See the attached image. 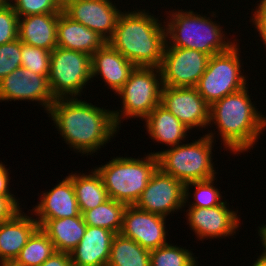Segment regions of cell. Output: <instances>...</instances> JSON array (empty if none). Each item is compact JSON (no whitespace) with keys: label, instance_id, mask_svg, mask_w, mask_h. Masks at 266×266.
<instances>
[{"label":"cell","instance_id":"26","mask_svg":"<svg viewBox=\"0 0 266 266\" xmlns=\"http://www.w3.org/2000/svg\"><path fill=\"white\" fill-rule=\"evenodd\" d=\"M107 266H150V250L120 233L115 234Z\"/></svg>","mask_w":266,"mask_h":266},{"label":"cell","instance_id":"19","mask_svg":"<svg viewBox=\"0 0 266 266\" xmlns=\"http://www.w3.org/2000/svg\"><path fill=\"white\" fill-rule=\"evenodd\" d=\"M115 233L87 226L79 244L71 251L72 266H107Z\"/></svg>","mask_w":266,"mask_h":266},{"label":"cell","instance_id":"5","mask_svg":"<svg viewBox=\"0 0 266 266\" xmlns=\"http://www.w3.org/2000/svg\"><path fill=\"white\" fill-rule=\"evenodd\" d=\"M157 168L158 157L150 153L141 159L114 157L95 170L101 176L108 198L135 205Z\"/></svg>","mask_w":266,"mask_h":266},{"label":"cell","instance_id":"7","mask_svg":"<svg viewBox=\"0 0 266 266\" xmlns=\"http://www.w3.org/2000/svg\"><path fill=\"white\" fill-rule=\"evenodd\" d=\"M162 87L160 68L135 66L127 82L117 92L123 103L121 110H112L118 129L121 126L120 119L136 117L144 120L161 104Z\"/></svg>","mask_w":266,"mask_h":266},{"label":"cell","instance_id":"34","mask_svg":"<svg viewBox=\"0 0 266 266\" xmlns=\"http://www.w3.org/2000/svg\"><path fill=\"white\" fill-rule=\"evenodd\" d=\"M18 19L10 3L0 7V45L18 39Z\"/></svg>","mask_w":266,"mask_h":266},{"label":"cell","instance_id":"2","mask_svg":"<svg viewBox=\"0 0 266 266\" xmlns=\"http://www.w3.org/2000/svg\"><path fill=\"white\" fill-rule=\"evenodd\" d=\"M248 92L246 86L216 101L209 110V126L217 125L223 145L234 154L251 150L266 129V116L259 113Z\"/></svg>","mask_w":266,"mask_h":266},{"label":"cell","instance_id":"31","mask_svg":"<svg viewBox=\"0 0 266 266\" xmlns=\"http://www.w3.org/2000/svg\"><path fill=\"white\" fill-rule=\"evenodd\" d=\"M50 54L51 52L46 49L21 42V67L29 69L35 74L48 77L50 71Z\"/></svg>","mask_w":266,"mask_h":266},{"label":"cell","instance_id":"30","mask_svg":"<svg viewBox=\"0 0 266 266\" xmlns=\"http://www.w3.org/2000/svg\"><path fill=\"white\" fill-rule=\"evenodd\" d=\"M217 178H211L203 181H192L184 184V206H186V202H188L189 190L191 187L196 188L194 191V201L192 205H189V208H209L221 205L224 201H222V195L220 191L213 185L214 180ZM189 189V190H188Z\"/></svg>","mask_w":266,"mask_h":266},{"label":"cell","instance_id":"8","mask_svg":"<svg viewBox=\"0 0 266 266\" xmlns=\"http://www.w3.org/2000/svg\"><path fill=\"white\" fill-rule=\"evenodd\" d=\"M236 44L209 58L206 71L195 86L209 106L248 86L241 72L240 48Z\"/></svg>","mask_w":266,"mask_h":266},{"label":"cell","instance_id":"10","mask_svg":"<svg viewBox=\"0 0 266 266\" xmlns=\"http://www.w3.org/2000/svg\"><path fill=\"white\" fill-rule=\"evenodd\" d=\"M210 56L195 49L164 47L160 71L163 86L195 87Z\"/></svg>","mask_w":266,"mask_h":266},{"label":"cell","instance_id":"12","mask_svg":"<svg viewBox=\"0 0 266 266\" xmlns=\"http://www.w3.org/2000/svg\"><path fill=\"white\" fill-rule=\"evenodd\" d=\"M62 11L106 41L113 36L122 13L112 0H63Z\"/></svg>","mask_w":266,"mask_h":266},{"label":"cell","instance_id":"14","mask_svg":"<svg viewBox=\"0 0 266 266\" xmlns=\"http://www.w3.org/2000/svg\"><path fill=\"white\" fill-rule=\"evenodd\" d=\"M161 105L190 130L209 125L210 106L195 87L163 86Z\"/></svg>","mask_w":266,"mask_h":266},{"label":"cell","instance_id":"35","mask_svg":"<svg viewBox=\"0 0 266 266\" xmlns=\"http://www.w3.org/2000/svg\"><path fill=\"white\" fill-rule=\"evenodd\" d=\"M19 201L14 195H0V224L11 220L21 211Z\"/></svg>","mask_w":266,"mask_h":266},{"label":"cell","instance_id":"33","mask_svg":"<svg viewBox=\"0 0 266 266\" xmlns=\"http://www.w3.org/2000/svg\"><path fill=\"white\" fill-rule=\"evenodd\" d=\"M21 67V41L16 39L0 45V81Z\"/></svg>","mask_w":266,"mask_h":266},{"label":"cell","instance_id":"38","mask_svg":"<svg viewBox=\"0 0 266 266\" xmlns=\"http://www.w3.org/2000/svg\"><path fill=\"white\" fill-rule=\"evenodd\" d=\"M9 169L0 162V195H13L9 190Z\"/></svg>","mask_w":266,"mask_h":266},{"label":"cell","instance_id":"27","mask_svg":"<svg viewBox=\"0 0 266 266\" xmlns=\"http://www.w3.org/2000/svg\"><path fill=\"white\" fill-rule=\"evenodd\" d=\"M127 205L108 198L96 208L85 211L82 216L87 226L111 230L115 234L122 228L123 214Z\"/></svg>","mask_w":266,"mask_h":266},{"label":"cell","instance_id":"36","mask_svg":"<svg viewBox=\"0 0 266 266\" xmlns=\"http://www.w3.org/2000/svg\"><path fill=\"white\" fill-rule=\"evenodd\" d=\"M255 9L251 22L258 30L257 32H259V36L266 48V0H261Z\"/></svg>","mask_w":266,"mask_h":266},{"label":"cell","instance_id":"42","mask_svg":"<svg viewBox=\"0 0 266 266\" xmlns=\"http://www.w3.org/2000/svg\"><path fill=\"white\" fill-rule=\"evenodd\" d=\"M10 3V0H0V7L5 6Z\"/></svg>","mask_w":266,"mask_h":266},{"label":"cell","instance_id":"17","mask_svg":"<svg viewBox=\"0 0 266 266\" xmlns=\"http://www.w3.org/2000/svg\"><path fill=\"white\" fill-rule=\"evenodd\" d=\"M40 199L38 205L32 210L36 216L35 220L78 217L81 214L72 179L69 176H66L49 192L45 191L41 194Z\"/></svg>","mask_w":266,"mask_h":266},{"label":"cell","instance_id":"6","mask_svg":"<svg viewBox=\"0 0 266 266\" xmlns=\"http://www.w3.org/2000/svg\"><path fill=\"white\" fill-rule=\"evenodd\" d=\"M215 133L208 132L197 141L179 144L168 150L151 152L158 157V167L183 184L216 177L212 163ZM214 138V139H213Z\"/></svg>","mask_w":266,"mask_h":266},{"label":"cell","instance_id":"16","mask_svg":"<svg viewBox=\"0 0 266 266\" xmlns=\"http://www.w3.org/2000/svg\"><path fill=\"white\" fill-rule=\"evenodd\" d=\"M227 202L209 208H188L187 218L190 228L199 240L204 238H224L233 236L240 225L236 211L229 209ZM239 218V219H238Z\"/></svg>","mask_w":266,"mask_h":266},{"label":"cell","instance_id":"22","mask_svg":"<svg viewBox=\"0 0 266 266\" xmlns=\"http://www.w3.org/2000/svg\"><path fill=\"white\" fill-rule=\"evenodd\" d=\"M39 227L38 222L22 210L11 220L0 224V261L15 260L29 237Z\"/></svg>","mask_w":266,"mask_h":266},{"label":"cell","instance_id":"21","mask_svg":"<svg viewBox=\"0 0 266 266\" xmlns=\"http://www.w3.org/2000/svg\"><path fill=\"white\" fill-rule=\"evenodd\" d=\"M107 41L97 32L72 20L63 11L57 21V47L81 51L90 56Z\"/></svg>","mask_w":266,"mask_h":266},{"label":"cell","instance_id":"24","mask_svg":"<svg viewBox=\"0 0 266 266\" xmlns=\"http://www.w3.org/2000/svg\"><path fill=\"white\" fill-rule=\"evenodd\" d=\"M58 252L71 253L84 236L87 225L83 216L36 220Z\"/></svg>","mask_w":266,"mask_h":266},{"label":"cell","instance_id":"40","mask_svg":"<svg viewBox=\"0 0 266 266\" xmlns=\"http://www.w3.org/2000/svg\"><path fill=\"white\" fill-rule=\"evenodd\" d=\"M252 266H266V256L263 254L258 256L257 260L252 264Z\"/></svg>","mask_w":266,"mask_h":266},{"label":"cell","instance_id":"37","mask_svg":"<svg viewBox=\"0 0 266 266\" xmlns=\"http://www.w3.org/2000/svg\"><path fill=\"white\" fill-rule=\"evenodd\" d=\"M40 266H72L70 254L55 251Z\"/></svg>","mask_w":266,"mask_h":266},{"label":"cell","instance_id":"9","mask_svg":"<svg viewBox=\"0 0 266 266\" xmlns=\"http://www.w3.org/2000/svg\"><path fill=\"white\" fill-rule=\"evenodd\" d=\"M91 78L89 54L61 47L51 51L48 81L55 99L80 97Z\"/></svg>","mask_w":266,"mask_h":266},{"label":"cell","instance_id":"29","mask_svg":"<svg viewBox=\"0 0 266 266\" xmlns=\"http://www.w3.org/2000/svg\"><path fill=\"white\" fill-rule=\"evenodd\" d=\"M196 258L188 249L170 243L150 250V266H196Z\"/></svg>","mask_w":266,"mask_h":266},{"label":"cell","instance_id":"4","mask_svg":"<svg viewBox=\"0 0 266 266\" xmlns=\"http://www.w3.org/2000/svg\"><path fill=\"white\" fill-rule=\"evenodd\" d=\"M169 13L170 16L167 18L170 19L163 22L166 26L164 47L195 49L211 57L227 51L235 44V42L228 41V37L225 41L226 37L220 24L213 22L212 18L206 15L196 14L192 10H185V12L175 10Z\"/></svg>","mask_w":266,"mask_h":266},{"label":"cell","instance_id":"13","mask_svg":"<svg viewBox=\"0 0 266 266\" xmlns=\"http://www.w3.org/2000/svg\"><path fill=\"white\" fill-rule=\"evenodd\" d=\"M36 101L49 111L56 100L51 93L48 77L18 68L0 81V101Z\"/></svg>","mask_w":266,"mask_h":266},{"label":"cell","instance_id":"3","mask_svg":"<svg viewBox=\"0 0 266 266\" xmlns=\"http://www.w3.org/2000/svg\"><path fill=\"white\" fill-rule=\"evenodd\" d=\"M129 12L121 13L107 42L135 66L160 68L166 43L165 24L145 9Z\"/></svg>","mask_w":266,"mask_h":266},{"label":"cell","instance_id":"28","mask_svg":"<svg viewBox=\"0 0 266 266\" xmlns=\"http://www.w3.org/2000/svg\"><path fill=\"white\" fill-rule=\"evenodd\" d=\"M55 251L50 238L38 227L15 260L24 266H40Z\"/></svg>","mask_w":266,"mask_h":266},{"label":"cell","instance_id":"11","mask_svg":"<svg viewBox=\"0 0 266 266\" xmlns=\"http://www.w3.org/2000/svg\"><path fill=\"white\" fill-rule=\"evenodd\" d=\"M135 206L167 217L184 207V184L158 167Z\"/></svg>","mask_w":266,"mask_h":266},{"label":"cell","instance_id":"23","mask_svg":"<svg viewBox=\"0 0 266 266\" xmlns=\"http://www.w3.org/2000/svg\"><path fill=\"white\" fill-rule=\"evenodd\" d=\"M144 121L151 139L170 147L184 141L190 130L161 104L157 105Z\"/></svg>","mask_w":266,"mask_h":266},{"label":"cell","instance_id":"41","mask_svg":"<svg viewBox=\"0 0 266 266\" xmlns=\"http://www.w3.org/2000/svg\"><path fill=\"white\" fill-rule=\"evenodd\" d=\"M0 266H24L20 263H18L16 260H3L0 261Z\"/></svg>","mask_w":266,"mask_h":266},{"label":"cell","instance_id":"18","mask_svg":"<svg viewBox=\"0 0 266 266\" xmlns=\"http://www.w3.org/2000/svg\"><path fill=\"white\" fill-rule=\"evenodd\" d=\"M134 68L135 65L108 42L91 55L92 79L100 75L114 93L123 87Z\"/></svg>","mask_w":266,"mask_h":266},{"label":"cell","instance_id":"1","mask_svg":"<svg viewBox=\"0 0 266 266\" xmlns=\"http://www.w3.org/2000/svg\"><path fill=\"white\" fill-rule=\"evenodd\" d=\"M47 113L64 141L82 155L97 152L119 130L113 111L78 98L56 99Z\"/></svg>","mask_w":266,"mask_h":266},{"label":"cell","instance_id":"39","mask_svg":"<svg viewBox=\"0 0 266 266\" xmlns=\"http://www.w3.org/2000/svg\"><path fill=\"white\" fill-rule=\"evenodd\" d=\"M258 233H259V236L261 237V243H262V246L265 247L263 249L264 252H262V254L264 256H266V225L264 226V224L261 226V228L259 227V230H258Z\"/></svg>","mask_w":266,"mask_h":266},{"label":"cell","instance_id":"15","mask_svg":"<svg viewBox=\"0 0 266 266\" xmlns=\"http://www.w3.org/2000/svg\"><path fill=\"white\" fill-rule=\"evenodd\" d=\"M165 224L166 217L141 210L135 205H127L120 234L153 250L168 244Z\"/></svg>","mask_w":266,"mask_h":266},{"label":"cell","instance_id":"25","mask_svg":"<svg viewBox=\"0 0 266 266\" xmlns=\"http://www.w3.org/2000/svg\"><path fill=\"white\" fill-rule=\"evenodd\" d=\"M90 173L88 175L84 173H71L68 175L72 179L81 215L87 210L96 208L108 199L101 176L95 168Z\"/></svg>","mask_w":266,"mask_h":266},{"label":"cell","instance_id":"32","mask_svg":"<svg viewBox=\"0 0 266 266\" xmlns=\"http://www.w3.org/2000/svg\"><path fill=\"white\" fill-rule=\"evenodd\" d=\"M18 17L35 14L60 13L63 0H10Z\"/></svg>","mask_w":266,"mask_h":266},{"label":"cell","instance_id":"20","mask_svg":"<svg viewBox=\"0 0 266 266\" xmlns=\"http://www.w3.org/2000/svg\"><path fill=\"white\" fill-rule=\"evenodd\" d=\"M60 13L35 14L18 19V39L30 46L52 51L57 47V21Z\"/></svg>","mask_w":266,"mask_h":266}]
</instances>
